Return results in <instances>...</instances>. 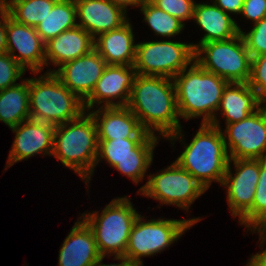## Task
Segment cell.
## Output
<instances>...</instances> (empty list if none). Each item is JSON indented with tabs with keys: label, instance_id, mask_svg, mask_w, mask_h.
<instances>
[{
	"label": "cell",
	"instance_id": "14",
	"mask_svg": "<svg viewBox=\"0 0 266 266\" xmlns=\"http://www.w3.org/2000/svg\"><path fill=\"white\" fill-rule=\"evenodd\" d=\"M136 76L133 65H107L93 92L84 101L85 111L103 102L104 107L127 106Z\"/></svg>",
	"mask_w": 266,
	"mask_h": 266
},
{
	"label": "cell",
	"instance_id": "15",
	"mask_svg": "<svg viewBox=\"0 0 266 266\" xmlns=\"http://www.w3.org/2000/svg\"><path fill=\"white\" fill-rule=\"evenodd\" d=\"M7 53L25 70L41 73L45 66V43L36 28L16 22L6 10ZM19 52L16 55L15 51Z\"/></svg>",
	"mask_w": 266,
	"mask_h": 266
},
{
	"label": "cell",
	"instance_id": "18",
	"mask_svg": "<svg viewBox=\"0 0 266 266\" xmlns=\"http://www.w3.org/2000/svg\"><path fill=\"white\" fill-rule=\"evenodd\" d=\"M78 26L93 38L125 24L126 11L109 0H74Z\"/></svg>",
	"mask_w": 266,
	"mask_h": 266
},
{
	"label": "cell",
	"instance_id": "9",
	"mask_svg": "<svg viewBox=\"0 0 266 266\" xmlns=\"http://www.w3.org/2000/svg\"><path fill=\"white\" fill-rule=\"evenodd\" d=\"M157 137L149 133L145 138L98 140L95 166L105 159L110 166L138 184L153 163V150L159 140Z\"/></svg>",
	"mask_w": 266,
	"mask_h": 266
},
{
	"label": "cell",
	"instance_id": "11",
	"mask_svg": "<svg viewBox=\"0 0 266 266\" xmlns=\"http://www.w3.org/2000/svg\"><path fill=\"white\" fill-rule=\"evenodd\" d=\"M205 191L202 184L174 161L156 175H150L138 192L162 204L176 205L187 210Z\"/></svg>",
	"mask_w": 266,
	"mask_h": 266
},
{
	"label": "cell",
	"instance_id": "29",
	"mask_svg": "<svg viewBox=\"0 0 266 266\" xmlns=\"http://www.w3.org/2000/svg\"><path fill=\"white\" fill-rule=\"evenodd\" d=\"M140 8L144 15V21L148 23L156 35L174 37L181 33L185 26L177 18L157 8L148 0H145Z\"/></svg>",
	"mask_w": 266,
	"mask_h": 266
},
{
	"label": "cell",
	"instance_id": "40",
	"mask_svg": "<svg viewBox=\"0 0 266 266\" xmlns=\"http://www.w3.org/2000/svg\"><path fill=\"white\" fill-rule=\"evenodd\" d=\"M263 103L265 104L262 106ZM261 109L264 111L266 115V97L261 98Z\"/></svg>",
	"mask_w": 266,
	"mask_h": 266
},
{
	"label": "cell",
	"instance_id": "32",
	"mask_svg": "<svg viewBox=\"0 0 266 266\" xmlns=\"http://www.w3.org/2000/svg\"><path fill=\"white\" fill-rule=\"evenodd\" d=\"M25 71L7 52L0 54V90L18 84L15 82L21 78Z\"/></svg>",
	"mask_w": 266,
	"mask_h": 266
},
{
	"label": "cell",
	"instance_id": "37",
	"mask_svg": "<svg viewBox=\"0 0 266 266\" xmlns=\"http://www.w3.org/2000/svg\"><path fill=\"white\" fill-rule=\"evenodd\" d=\"M247 266H266V248L262 252L252 255Z\"/></svg>",
	"mask_w": 266,
	"mask_h": 266
},
{
	"label": "cell",
	"instance_id": "33",
	"mask_svg": "<svg viewBox=\"0 0 266 266\" xmlns=\"http://www.w3.org/2000/svg\"><path fill=\"white\" fill-rule=\"evenodd\" d=\"M248 85L260 98L266 97V53L251 57Z\"/></svg>",
	"mask_w": 266,
	"mask_h": 266
},
{
	"label": "cell",
	"instance_id": "21",
	"mask_svg": "<svg viewBox=\"0 0 266 266\" xmlns=\"http://www.w3.org/2000/svg\"><path fill=\"white\" fill-rule=\"evenodd\" d=\"M94 49L107 65H134L136 44L129 20L119 28L94 38Z\"/></svg>",
	"mask_w": 266,
	"mask_h": 266
},
{
	"label": "cell",
	"instance_id": "23",
	"mask_svg": "<svg viewBox=\"0 0 266 266\" xmlns=\"http://www.w3.org/2000/svg\"><path fill=\"white\" fill-rule=\"evenodd\" d=\"M193 18L206 32L199 44H192L194 50L198 45L210 41L231 39L242 31L235 20L214 3H196Z\"/></svg>",
	"mask_w": 266,
	"mask_h": 266
},
{
	"label": "cell",
	"instance_id": "27",
	"mask_svg": "<svg viewBox=\"0 0 266 266\" xmlns=\"http://www.w3.org/2000/svg\"><path fill=\"white\" fill-rule=\"evenodd\" d=\"M252 207L239 219L241 225H245L252 231H257L263 242L266 243V158L260 159V173Z\"/></svg>",
	"mask_w": 266,
	"mask_h": 266
},
{
	"label": "cell",
	"instance_id": "12",
	"mask_svg": "<svg viewBox=\"0 0 266 266\" xmlns=\"http://www.w3.org/2000/svg\"><path fill=\"white\" fill-rule=\"evenodd\" d=\"M222 133L229 159L266 158V115L261 107L239 122L226 124Z\"/></svg>",
	"mask_w": 266,
	"mask_h": 266
},
{
	"label": "cell",
	"instance_id": "26",
	"mask_svg": "<svg viewBox=\"0 0 266 266\" xmlns=\"http://www.w3.org/2000/svg\"><path fill=\"white\" fill-rule=\"evenodd\" d=\"M74 0H58L50 13L35 28L41 40L47 43L64 31L77 26Z\"/></svg>",
	"mask_w": 266,
	"mask_h": 266
},
{
	"label": "cell",
	"instance_id": "35",
	"mask_svg": "<svg viewBox=\"0 0 266 266\" xmlns=\"http://www.w3.org/2000/svg\"><path fill=\"white\" fill-rule=\"evenodd\" d=\"M214 4L220 7L227 14H239L243 7L244 0H213Z\"/></svg>",
	"mask_w": 266,
	"mask_h": 266
},
{
	"label": "cell",
	"instance_id": "24",
	"mask_svg": "<svg viewBox=\"0 0 266 266\" xmlns=\"http://www.w3.org/2000/svg\"><path fill=\"white\" fill-rule=\"evenodd\" d=\"M261 107V98L248 83L230 82L223 90L218 108L226 124L239 122Z\"/></svg>",
	"mask_w": 266,
	"mask_h": 266
},
{
	"label": "cell",
	"instance_id": "41",
	"mask_svg": "<svg viewBox=\"0 0 266 266\" xmlns=\"http://www.w3.org/2000/svg\"><path fill=\"white\" fill-rule=\"evenodd\" d=\"M3 6V0H0V7Z\"/></svg>",
	"mask_w": 266,
	"mask_h": 266
},
{
	"label": "cell",
	"instance_id": "10",
	"mask_svg": "<svg viewBox=\"0 0 266 266\" xmlns=\"http://www.w3.org/2000/svg\"><path fill=\"white\" fill-rule=\"evenodd\" d=\"M192 43L149 41L136 44L134 68L139 75L174 78L193 61Z\"/></svg>",
	"mask_w": 266,
	"mask_h": 266
},
{
	"label": "cell",
	"instance_id": "25",
	"mask_svg": "<svg viewBox=\"0 0 266 266\" xmlns=\"http://www.w3.org/2000/svg\"><path fill=\"white\" fill-rule=\"evenodd\" d=\"M29 119V79L0 90V121L13 128Z\"/></svg>",
	"mask_w": 266,
	"mask_h": 266
},
{
	"label": "cell",
	"instance_id": "34",
	"mask_svg": "<svg viewBox=\"0 0 266 266\" xmlns=\"http://www.w3.org/2000/svg\"><path fill=\"white\" fill-rule=\"evenodd\" d=\"M240 14L254 23L259 22L266 18V0H244Z\"/></svg>",
	"mask_w": 266,
	"mask_h": 266
},
{
	"label": "cell",
	"instance_id": "5",
	"mask_svg": "<svg viewBox=\"0 0 266 266\" xmlns=\"http://www.w3.org/2000/svg\"><path fill=\"white\" fill-rule=\"evenodd\" d=\"M30 119L54 126L79 118L84 102L53 73L29 79Z\"/></svg>",
	"mask_w": 266,
	"mask_h": 266
},
{
	"label": "cell",
	"instance_id": "7",
	"mask_svg": "<svg viewBox=\"0 0 266 266\" xmlns=\"http://www.w3.org/2000/svg\"><path fill=\"white\" fill-rule=\"evenodd\" d=\"M139 214L128 239L125 257L136 266H143L141 257L153 256L178 240L191 226L200 221L192 219H152L147 222Z\"/></svg>",
	"mask_w": 266,
	"mask_h": 266
},
{
	"label": "cell",
	"instance_id": "28",
	"mask_svg": "<svg viewBox=\"0 0 266 266\" xmlns=\"http://www.w3.org/2000/svg\"><path fill=\"white\" fill-rule=\"evenodd\" d=\"M58 0H3L8 15L18 23L36 27Z\"/></svg>",
	"mask_w": 266,
	"mask_h": 266
},
{
	"label": "cell",
	"instance_id": "31",
	"mask_svg": "<svg viewBox=\"0 0 266 266\" xmlns=\"http://www.w3.org/2000/svg\"><path fill=\"white\" fill-rule=\"evenodd\" d=\"M157 8L174 16L182 23L194 17V0H148Z\"/></svg>",
	"mask_w": 266,
	"mask_h": 266
},
{
	"label": "cell",
	"instance_id": "19",
	"mask_svg": "<svg viewBox=\"0 0 266 266\" xmlns=\"http://www.w3.org/2000/svg\"><path fill=\"white\" fill-rule=\"evenodd\" d=\"M89 113L96 123L98 140L145 138L149 134L127 106H102Z\"/></svg>",
	"mask_w": 266,
	"mask_h": 266
},
{
	"label": "cell",
	"instance_id": "6",
	"mask_svg": "<svg viewBox=\"0 0 266 266\" xmlns=\"http://www.w3.org/2000/svg\"><path fill=\"white\" fill-rule=\"evenodd\" d=\"M139 216L127 196L113 199L102 210L84 213L83 219L91 228L97 249L102 256H124L132 226Z\"/></svg>",
	"mask_w": 266,
	"mask_h": 266
},
{
	"label": "cell",
	"instance_id": "39",
	"mask_svg": "<svg viewBox=\"0 0 266 266\" xmlns=\"http://www.w3.org/2000/svg\"><path fill=\"white\" fill-rule=\"evenodd\" d=\"M111 3L127 11V6H141L145 0H109Z\"/></svg>",
	"mask_w": 266,
	"mask_h": 266
},
{
	"label": "cell",
	"instance_id": "38",
	"mask_svg": "<svg viewBox=\"0 0 266 266\" xmlns=\"http://www.w3.org/2000/svg\"><path fill=\"white\" fill-rule=\"evenodd\" d=\"M104 259V256H100L95 264L93 266H136L135 264H132L125 256H115L114 259L121 260V263L117 264H102V261Z\"/></svg>",
	"mask_w": 266,
	"mask_h": 266
},
{
	"label": "cell",
	"instance_id": "20",
	"mask_svg": "<svg viewBox=\"0 0 266 266\" xmlns=\"http://www.w3.org/2000/svg\"><path fill=\"white\" fill-rule=\"evenodd\" d=\"M101 255L87 223L77 220L59 251V266H93Z\"/></svg>",
	"mask_w": 266,
	"mask_h": 266
},
{
	"label": "cell",
	"instance_id": "36",
	"mask_svg": "<svg viewBox=\"0 0 266 266\" xmlns=\"http://www.w3.org/2000/svg\"><path fill=\"white\" fill-rule=\"evenodd\" d=\"M0 54L7 52V39H6V8L0 7Z\"/></svg>",
	"mask_w": 266,
	"mask_h": 266
},
{
	"label": "cell",
	"instance_id": "3",
	"mask_svg": "<svg viewBox=\"0 0 266 266\" xmlns=\"http://www.w3.org/2000/svg\"><path fill=\"white\" fill-rule=\"evenodd\" d=\"M97 152V127L89 112L55 126L52 155L74 170L85 183L94 173Z\"/></svg>",
	"mask_w": 266,
	"mask_h": 266
},
{
	"label": "cell",
	"instance_id": "30",
	"mask_svg": "<svg viewBox=\"0 0 266 266\" xmlns=\"http://www.w3.org/2000/svg\"><path fill=\"white\" fill-rule=\"evenodd\" d=\"M240 34L251 57L266 53V18L254 23L249 32L241 31Z\"/></svg>",
	"mask_w": 266,
	"mask_h": 266
},
{
	"label": "cell",
	"instance_id": "22",
	"mask_svg": "<svg viewBox=\"0 0 266 266\" xmlns=\"http://www.w3.org/2000/svg\"><path fill=\"white\" fill-rule=\"evenodd\" d=\"M94 49V38L80 26L68 29L45 43V66L48 61L60 67Z\"/></svg>",
	"mask_w": 266,
	"mask_h": 266
},
{
	"label": "cell",
	"instance_id": "1",
	"mask_svg": "<svg viewBox=\"0 0 266 266\" xmlns=\"http://www.w3.org/2000/svg\"><path fill=\"white\" fill-rule=\"evenodd\" d=\"M127 107L148 133L156 135L158 131L172 142L180 136L183 141L172 78L137 74Z\"/></svg>",
	"mask_w": 266,
	"mask_h": 266
},
{
	"label": "cell",
	"instance_id": "13",
	"mask_svg": "<svg viewBox=\"0 0 266 266\" xmlns=\"http://www.w3.org/2000/svg\"><path fill=\"white\" fill-rule=\"evenodd\" d=\"M235 165V175L231 163ZM260 173V159H229L222 186L233 217L239 219L252 207Z\"/></svg>",
	"mask_w": 266,
	"mask_h": 266
},
{
	"label": "cell",
	"instance_id": "8",
	"mask_svg": "<svg viewBox=\"0 0 266 266\" xmlns=\"http://www.w3.org/2000/svg\"><path fill=\"white\" fill-rule=\"evenodd\" d=\"M194 60L206 71L229 83L249 81L251 56L240 33L228 40L210 41L198 45Z\"/></svg>",
	"mask_w": 266,
	"mask_h": 266
},
{
	"label": "cell",
	"instance_id": "17",
	"mask_svg": "<svg viewBox=\"0 0 266 266\" xmlns=\"http://www.w3.org/2000/svg\"><path fill=\"white\" fill-rule=\"evenodd\" d=\"M10 129L16 134L8 156V168L42 152L52 156L55 130L53 124L29 119Z\"/></svg>",
	"mask_w": 266,
	"mask_h": 266
},
{
	"label": "cell",
	"instance_id": "4",
	"mask_svg": "<svg viewBox=\"0 0 266 266\" xmlns=\"http://www.w3.org/2000/svg\"><path fill=\"white\" fill-rule=\"evenodd\" d=\"M184 146V151L176 162L206 190L212 181L222 185L229 156L221 128L210 123H201L191 142Z\"/></svg>",
	"mask_w": 266,
	"mask_h": 266
},
{
	"label": "cell",
	"instance_id": "16",
	"mask_svg": "<svg viewBox=\"0 0 266 266\" xmlns=\"http://www.w3.org/2000/svg\"><path fill=\"white\" fill-rule=\"evenodd\" d=\"M106 66L104 59L93 49L79 58L64 63L57 70L47 72L53 73L84 102L93 92Z\"/></svg>",
	"mask_w": 266,
	"mask_h": 266
},
{
	"label": "cell",
	"instance_id": "2",
	"mask_svg": "<svg viewBox=\"0 0 266 266\" xmlns=\"http://www.w3.org/2000/svg\"><path fill=\"white\" fill-rule=\"evenodd\" d=\"M187 68L173 78L180 118L189 120L203 115L202 123H210L220 129L215 112L229 82L206 71L195 60Z\"/></svg>",
	"mask_w": 266,
	"mask_h": 266
}]
</instances>
